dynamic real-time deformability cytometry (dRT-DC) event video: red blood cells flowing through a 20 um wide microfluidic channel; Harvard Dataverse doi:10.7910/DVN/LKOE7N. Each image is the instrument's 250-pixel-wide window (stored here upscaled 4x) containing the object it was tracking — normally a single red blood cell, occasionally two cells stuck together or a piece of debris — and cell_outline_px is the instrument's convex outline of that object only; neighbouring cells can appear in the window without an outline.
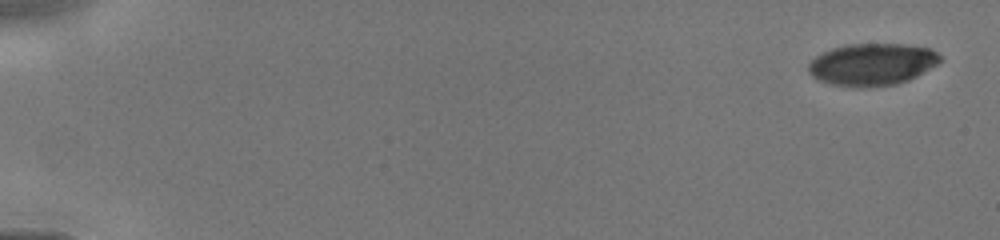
{"species": "human", "species_latin": "Homo sapiens", "temperature_condition": "cold", "stored_images_in_passage": 9, "camera_frame_rate_fps": 3000, "um_per_image_px": 0.085, "donor": {"sex": "male"}, "frame": {"image": 1, "passage_image": 1, "time_ms": 0.0, "image_size_px": [1000, 240], "cell_outline_px": [[940, 60], [936, 64], [916, 76], [908, 80], [896, 84], [856, 88], [832, 84], [820, 80], [812, 76], [808, 72], [808, 64], [816, 56], [832, 48], [844, 44], [908, 44], [928, 48], [936, 52], [940, 56]], "centroid_in_image_um": [74.1, 5.47], "position_along_channel_um": 10.9, "area_um2": 32.14}}
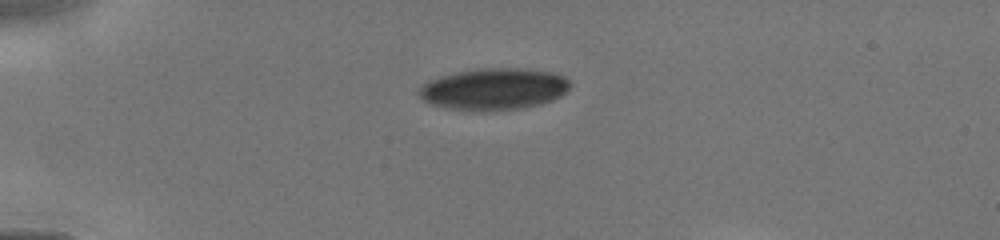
{"frame": {"image": 2, "passage_image": 6, "time_ms": 3.667, "image_size_px": [1000, 240], "cell_outline_px": [[572, 84], [560, 96], [552, 100], [540, 104], [524, 108], [448, 108], [428, 104], [416, 92], [428, 80], [440, 76], [456, 72], [480, 68], [516, 68], [552, 72], [564, 76]], "centroid_in_image_um": [41.98, 7.53], "position_along_channel_um": 43.0, "area_um2": 35.84}}
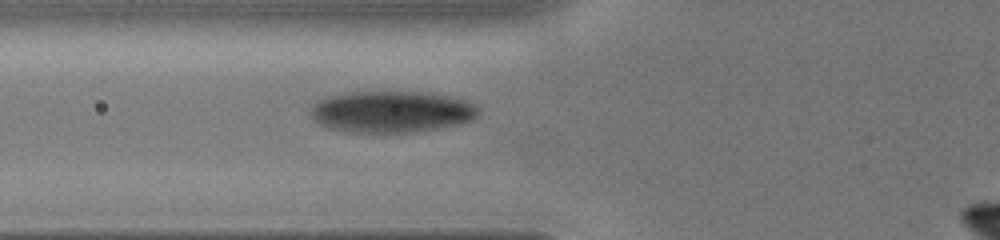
{"frame": {"image": 3, "passage_image": 9, "time_ms": 5.667, "image_size_px": [1000, 240], "cell_outline_px": [[480, 116], [472, 120], [460, 124], [412, 132], [352, 132], [328, 128], [320, 124], [312, 116], [312, 104], [316, 100], [328, 96], [344, 92], [420, 92], [444, 96], [464, 100], [476, 104], [480, 108]], "centroid_in_image_um": [33.29, 9.49], "position_along_channel_um": 92.5, "area_um2": 40.58}}